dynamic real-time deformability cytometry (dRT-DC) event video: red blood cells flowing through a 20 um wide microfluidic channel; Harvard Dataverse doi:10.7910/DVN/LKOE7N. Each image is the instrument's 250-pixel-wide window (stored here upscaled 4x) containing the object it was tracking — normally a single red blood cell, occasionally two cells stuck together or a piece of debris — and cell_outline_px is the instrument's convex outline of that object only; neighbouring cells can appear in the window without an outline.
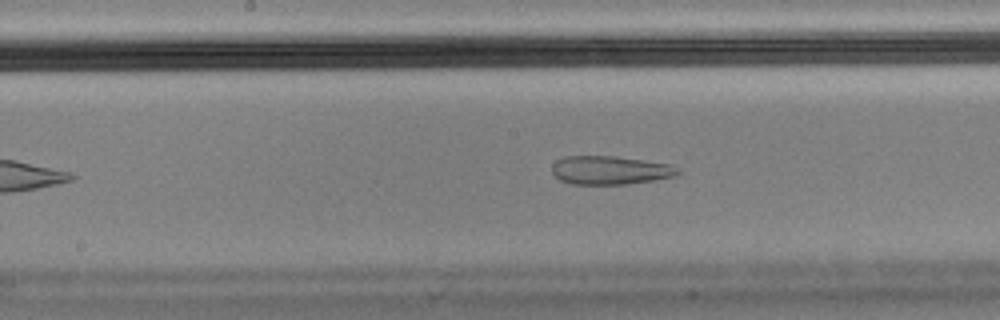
{"species": "Egyptian fruit bat (a non-hibernating species)", "species_latin": "Rousettus aegyptiacus", "temperature_condition": "cold", "stored_images_in_passage": 51, "camera_frame_rate_fps": 3000, "um_per_image_px": 0.085, "animal": {"sex": "male"}, "frame": {"image": 1, "passage_image": 22, "time_ms": 7.0, "image_size_px": [1000, 320], "cell_outline_px": [[680, 172], [676, 176], [628, 184], [572, 184], [560, 180], [552, 172], [552, 164], [556, 160], [564, 156], [616, 156], [672, 164]], "centroid_in_image_um": [51.85, 14.46], "position_along_channel_um": 196.4, "area_um2": 20.98}, "authors_computed_cell_mechanics": {"area_um2": 24.1604, "velocity_mm_per_s": 3.4582, "shape_relaxation_time_tau1_ms": null, "shape_relaxation_time_tau2_ms": 1.7919, "deformation_change_tau1": null, "deformation_change_tau2": 0.0741}}